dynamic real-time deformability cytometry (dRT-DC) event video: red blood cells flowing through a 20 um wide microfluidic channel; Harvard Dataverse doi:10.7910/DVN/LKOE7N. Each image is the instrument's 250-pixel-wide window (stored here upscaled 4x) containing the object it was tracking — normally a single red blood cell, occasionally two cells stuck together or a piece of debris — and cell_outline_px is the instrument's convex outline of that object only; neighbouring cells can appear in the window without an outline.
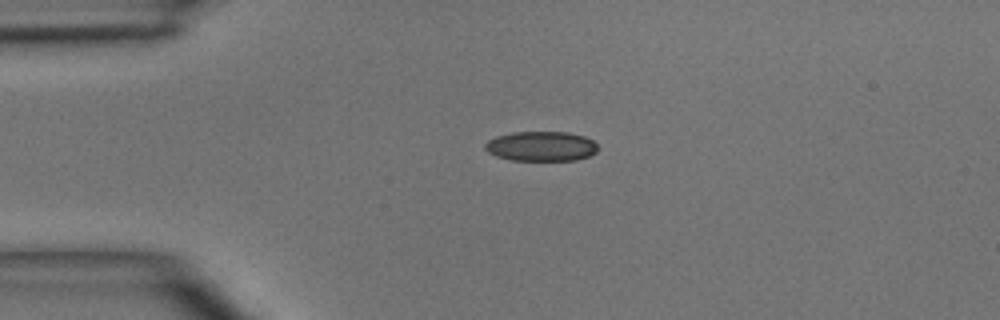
{"species": "common noctule bat (a hibernating species)", "species_latin": "Nyctalus noctula", "temperature_condition": "room temperature", "stored_images_in_passage": 5, "camera_frame_rate_fps": 3000, "um_per_image_px": 0.085, "animal": {"sex": "male", "body_mass_g": 15.6}, "frame": {"image": 1, "passage_image": 4, "time_ms": 3.333, "image_size_px": [1000, 320], "cell_outline_px": [[600, 148], [596, 152], [588, 156], [576, 160], [512, 160], [496, 156], [488, 152], [484, 148], [484, 144], [488, 140], [496, 136], [512, 132], [568, 132], [584, 136], [592, 140]], "centroid_in_image_um": [46.0, 12.43], "position_along_channel_um": 39.0, "area_um2": 19.65}}